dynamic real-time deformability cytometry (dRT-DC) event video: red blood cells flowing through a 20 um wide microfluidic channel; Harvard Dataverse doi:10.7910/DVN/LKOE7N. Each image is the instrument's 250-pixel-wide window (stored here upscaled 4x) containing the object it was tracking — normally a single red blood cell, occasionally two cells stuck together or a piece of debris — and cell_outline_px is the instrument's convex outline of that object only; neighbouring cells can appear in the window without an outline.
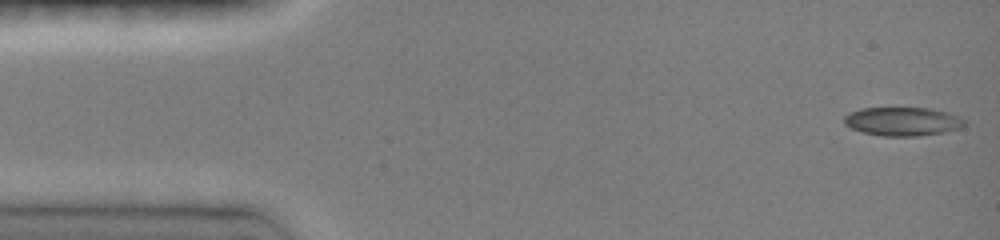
{"species": "common noctule bat (a hibernating species)", "species_latin": "Nyctalus noctula", "temperature_condition": "room temperature", "stored_images_in_passage": 46, "camera_frame_rate_fps": 3000, "um_per_image_px": 0.085, "animal": {"sex": "female", "body_mass_g": 19.0, "forearm_length_mm": 51.5}, "frame": {"image": 1, "passage_image": 1, "time_ms": 0.0, "image_size_px": [1000, 240], "cell_outline_px": [[964, 124], [960, 128], [944, 132], [916, 136], [884, 136], [864, 132], [852, 128], [844, 124], [844, 116], [848, 112], [860, 108], [932, 108], [948, 112], [960, 116], [964, 120]], "centroid_in_image_um": [76.71, 10.31], "position_along_channel_um": 8.3, "area_um2": 20.11}}
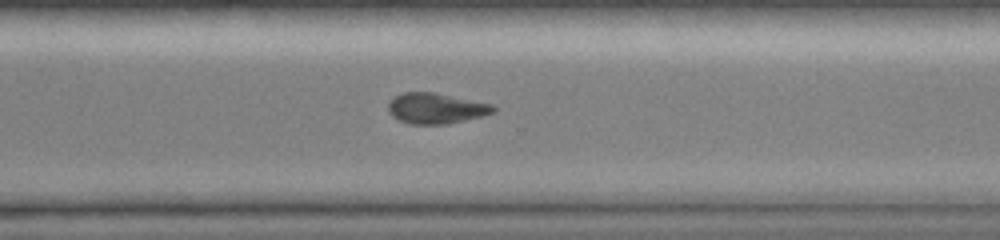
{"frame": {"image": 2, "passage_image": 33, "time_ms": 10.667, "image_size_px": [1000, 240], "cell_outline_px": [[496, 112], [448, 124], [408, 124], [392, 116], [388, 112], [388, 104], [396, 96], [404, 92], [436, 92], [492, 104], [496, 108]], "centroid_in_image_um": [37.06, 9.21], "position_along_channel_um": 333.5, "area_um2": 18.73}}
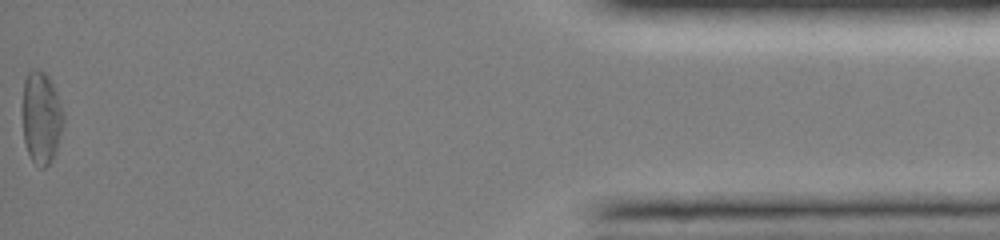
{"frame": {"image": 3, "passage_image": 46, "time_ms": 15.0, "image_size_px": [1000, 240], "cell_outline_px": [[64, 124], [52, 160], [44, 168], [40, 168], [32, 160], [28, 152], [24, 140], [20, 108], [24, 80], [28, 72], [32, 68], [40, 68], [48, 76], [56, 92], [64, 112]], "centroid_in_image_um": [3.47, 9.95], "position_along_channel_um": 431.7, "area_um2": 22.66}, "authors_computed_cell_mechanics": {"area_um2": 19.3919, "velocity_mm_per_s": 4.1202, "shape_relaxation_time_tau1_ms": 3.5872, "shape_relaxation_time_tau2_ms": 4.6868, "deformation_change_tau1": 0.1331, "deformation_change_tau2": 0.1084}}